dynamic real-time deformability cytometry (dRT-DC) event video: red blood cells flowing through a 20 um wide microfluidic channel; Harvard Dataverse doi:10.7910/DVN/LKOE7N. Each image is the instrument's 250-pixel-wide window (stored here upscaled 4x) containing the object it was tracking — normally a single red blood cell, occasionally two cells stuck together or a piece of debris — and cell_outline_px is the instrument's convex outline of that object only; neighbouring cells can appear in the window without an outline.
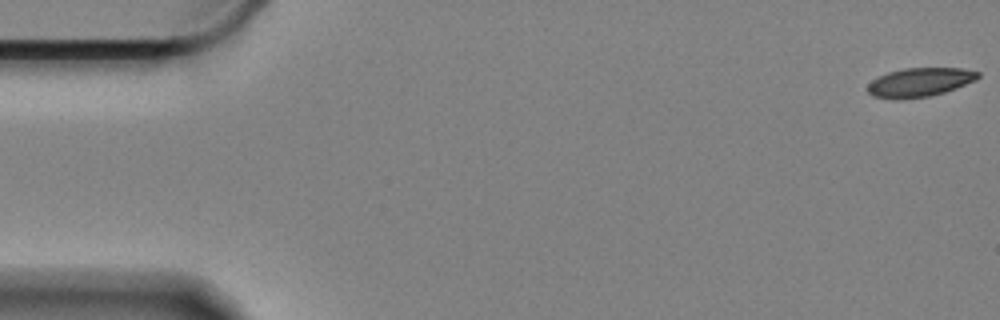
{"species": "Egyptian fruit bat (a non-hibernating species)", "species_latin": "Rousettus aegyptiacus", "temperature_condition": "cold", "stored_images_in_passage": 34, "camera_frame_rate_fps": 3000, "um_per_image_px": 0.085, "animal": {"sex": "female"}, "frame": {"image": 1, "passage_image": 1, "time_ms": 0.0, "image_size_px": [1000, 320], "cell_outline_px": [[980, 76], [976, 80], [956, 88], [944, 92], [928, 96], [896, 100], [872, 96], [868, 92], [868, 84], [872, 80], [888, 72], [904, 68], [960, 68], [980, 72]], "centroid_in_image_um": [78.17, 6.99], "position_along_channel_um": 6.8, "area_um2": 18.55}}
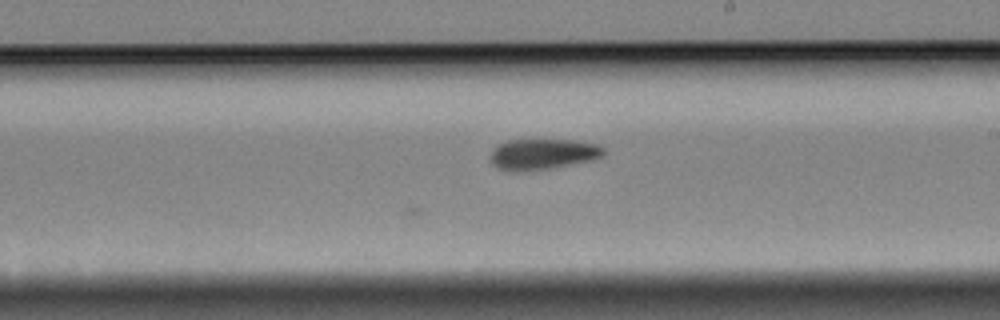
{"frame": {"image": 2, "passage_image": 34, "time_ms": 11.0, "image_size_px": [1000, 320], "cell_outline_px": [[604, 156], [592, 160], [548, 168], [500, 168], [492, 164], [492, 152], [496, 144], [508, 140], [572, 140], [600, 144], [604, 148]], "centroid_in_image_um": [46.23, 13.04], "position_along_channel_um": 242.8, "area_um2": 19.42}}